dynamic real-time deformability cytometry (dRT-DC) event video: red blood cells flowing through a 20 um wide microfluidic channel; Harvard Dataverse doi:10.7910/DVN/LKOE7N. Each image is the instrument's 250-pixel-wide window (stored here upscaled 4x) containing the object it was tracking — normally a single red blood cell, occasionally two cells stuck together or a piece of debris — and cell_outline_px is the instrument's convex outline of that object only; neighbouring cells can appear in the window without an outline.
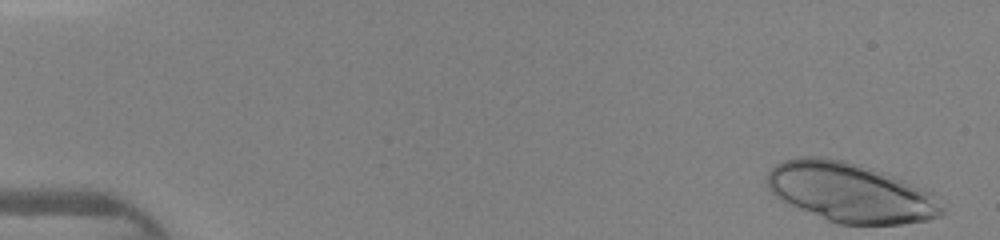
{"species": "human", "species_latin": "Homo sapiens", "temperature_condition": "warm", "stored_images_in_passage": 44, "segment_of_instrument_passage": [1, 2], "camera_frame_rate_fps": 3000, "um_per_image_px": 0.085, "donor": {"sex": "female"}, "frame": {"image": 1, "passage_image": 1, "time_ms": 0.0, "image_size_px": [1000, 240], "cell_outline_px": [[944, 212], [940, 216], [928, 220], [904, 224], [836, 224], [788, 204], [780, 200], [768, 188], [768, 172], [776, 164], [784, 160], [800, 156], [820, 156], [844, 160], [860, 164], [884, 172], [904, 180], [932, 192], [944, 208]], "centroid_in_image_um": [72.29, 16.36], "position_along_channel_um": 12.7, "area_um2": 60.81}}